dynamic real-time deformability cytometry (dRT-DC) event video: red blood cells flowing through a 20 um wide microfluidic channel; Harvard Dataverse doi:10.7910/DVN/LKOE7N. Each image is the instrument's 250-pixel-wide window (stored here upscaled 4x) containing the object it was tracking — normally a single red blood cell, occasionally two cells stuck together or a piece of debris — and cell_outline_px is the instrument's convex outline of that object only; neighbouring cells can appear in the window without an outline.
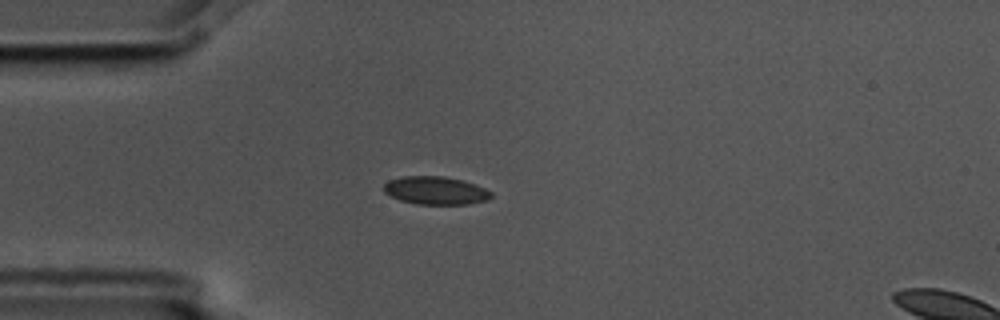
{"species": "common noctule bat (a hibernating species)", "species_latin": "Nyctalus noctula", "temperature_condition": "cold", "stored_images_in_passage": 5, "segment_of_instrument_passage": [1, 2], "camera_frame_rate_fps": 3000, "um_per_image_px": 0.085, "animal": {"sex": "male", "body_mass_g": 17.5, "forearm_length_mm": 52.3}, "frame": {"image": 1, "passage_image": 4, "time_ms": 1.0, "image_size_px": [1000, 320], "cell_outline_px": [[492, 196], [488, 200], [468, 204], [416, 204], [400, 200], [384, 192], [384, 184], [388, 180], [404, 176], [444, 176], [464, 180], [484, 188], [492, 192]], "centroid_in_image_um": [37.03, 16.19], "position_along_channel_um": 48.0, "area_um2": 17.57}}